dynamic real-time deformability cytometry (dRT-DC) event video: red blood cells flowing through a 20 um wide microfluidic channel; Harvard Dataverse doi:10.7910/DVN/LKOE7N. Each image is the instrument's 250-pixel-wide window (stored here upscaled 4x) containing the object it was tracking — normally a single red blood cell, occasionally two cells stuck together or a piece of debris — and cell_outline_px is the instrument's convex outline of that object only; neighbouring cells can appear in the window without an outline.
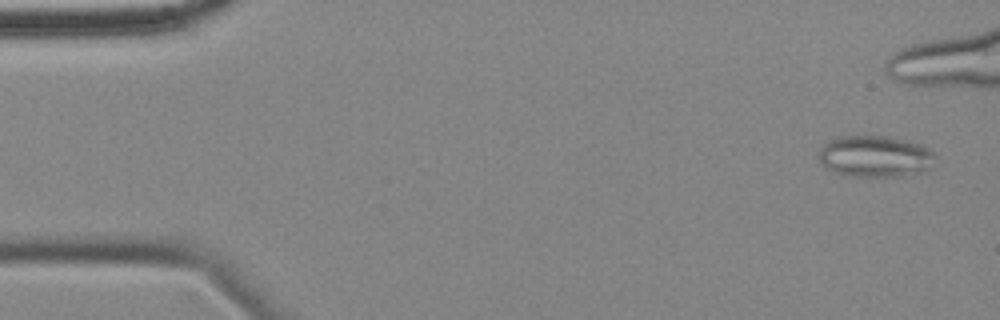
{"species": "common noctule bat (a hibernating species)", "species_latin": "Nyctalus noctula", "temperature_condition": "cold", "stored_images_in_passage": 46, "camera_frame_rate_fps": 3000, "um_per_image_px": 0.085, "animal": {"sex": "female", "body_mass_g": 18.4}, "frame": {"image": 1, "passage_image": 3, "time_ms": 0.667, "image_size_px": [1000, 320], "cell_outline_px": [[936, 156], [928, 168], [924, 172], [900, 176], [852, 176], [836, 172], [828, 168], [816, 156], [816, 152], [824, 144], [840, 136], [888, 136], [920, 144], [928, 148]], "centroid_in_image_um": [74.37, 13.28], "position_along_channel_um": 10.6, "area_um2": 27.98}}
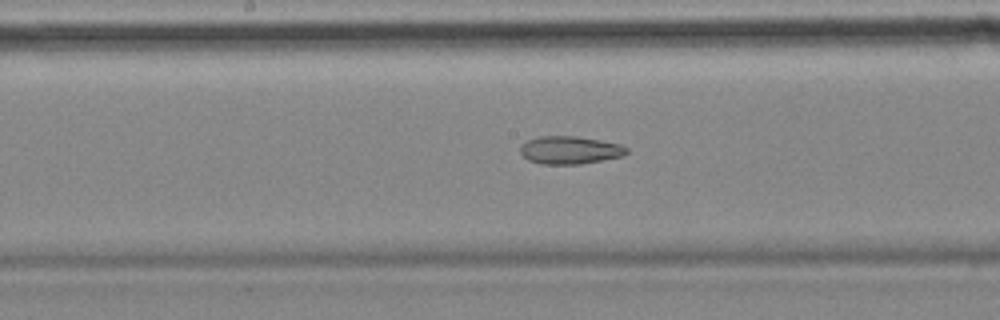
{"frame": {"image": 2, "passage_image": 29, "time_ms": 9.333, "image_size_px": [1000, 320], "cell_outline_px": [[628, 152], [624, 156], [580, 164], [540, 164], [528, 160], [520, 152], [520, 148], [528, 140], [540, 136], [576, 136], [600, 140], [620, 144], [628, 148]], "centroid_in_image_um": [48.46, 12.76], "position_along_channel_um": 199.7, "area_um2": 17.22}}
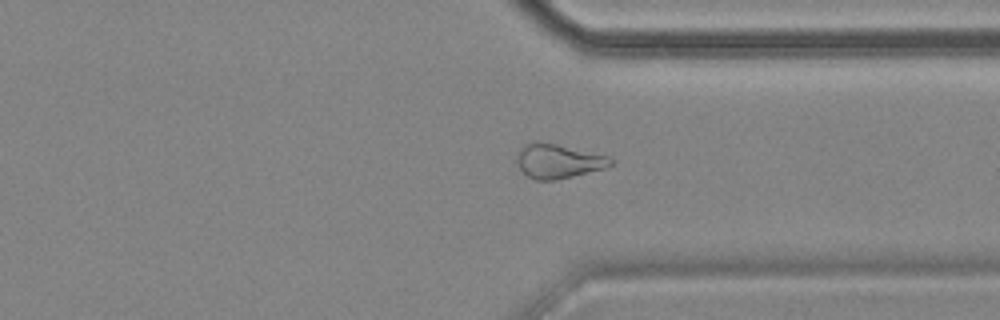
{"frame": {"image": 3, "passage_image": 43, "time_ms": 14.0, "image_size_px": [1000, 320], "cell_outline_px": [[612, 164], [604, 168], [556, 180], [536, 180], [528, 176], [520, 168], [516, 160], [520, 148], [524, 144], [532, 140], [536, 140], [556, 144], [608, 156], [612, 160]], "centroid_in_image_um": [47.4, 13.68], "position_along_channel_um": 364.0, "area_um2": 18.55}}